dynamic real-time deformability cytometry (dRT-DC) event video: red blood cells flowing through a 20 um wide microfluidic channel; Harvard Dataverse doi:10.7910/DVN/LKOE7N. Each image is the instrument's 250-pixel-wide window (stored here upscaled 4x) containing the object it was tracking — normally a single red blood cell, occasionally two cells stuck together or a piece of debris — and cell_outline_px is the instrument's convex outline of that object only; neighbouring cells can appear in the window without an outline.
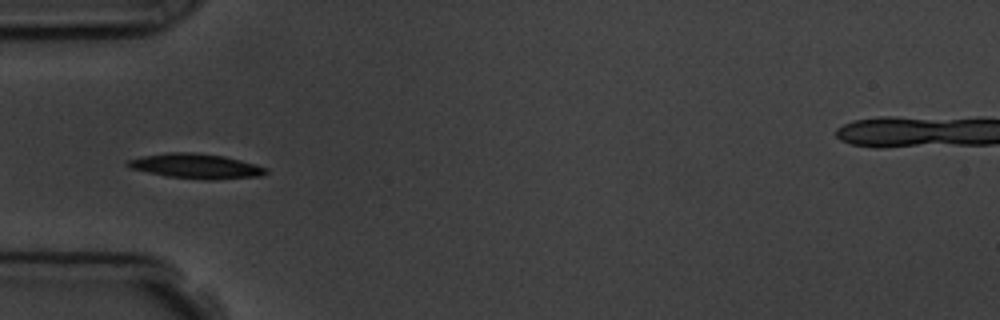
{"species": "common noctule bat (a hibernating species)", "species_latin": "Nyctalus noctula", "temperature_condition": "room temperature", "stored_images_in_passage": 7, "camera_frame_rate_fps": 3000, "um_per_image_px": 0.085, "animal": {"sex": "male", "body_mass_g": 19.5, "forearm_length_mm": 54.6}, "frame": {"image": 1, "passage_image": 5, "time_ms": 5.333, "image_size_px": [1000, 320], "cell_outline_px": [[268, 172], [260, 176], [212, 180], [204, 180], [164, 176], [132, 168], [124, 164], [128, 160], [140, 156], [168, 152], [196, 152], [224, 156], [256, 164], [268, 168]], "centroid_in_image_um": [16.66, 14.12], "position_along_channel_um": 68.3, "area_um2": 20.17}}